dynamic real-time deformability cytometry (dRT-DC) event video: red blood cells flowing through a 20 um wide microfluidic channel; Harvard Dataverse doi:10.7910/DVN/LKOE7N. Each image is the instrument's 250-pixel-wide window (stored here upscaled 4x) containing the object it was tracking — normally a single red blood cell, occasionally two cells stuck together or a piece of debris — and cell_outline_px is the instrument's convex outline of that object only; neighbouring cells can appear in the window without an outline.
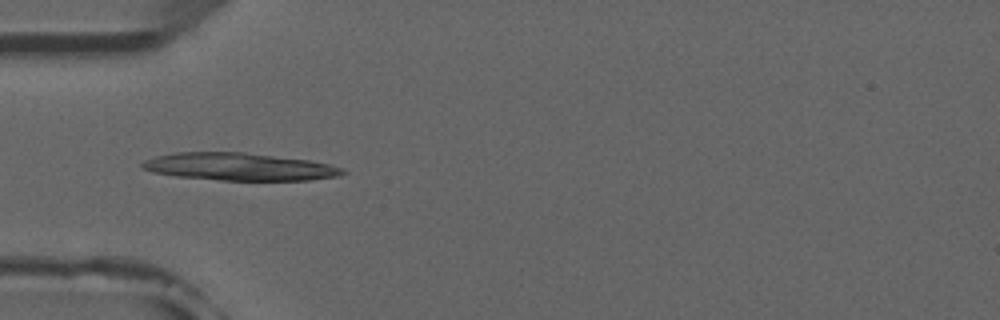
{"species": "common noctule bat (a hibernating species)", "species_latin": "Nyctalus noctula", "temperature_condition": "room temperature", "stored_images_in_passage": 4, "camera_frame_rate_fps": 3000, "um_per_image_px": 0.085, "animal": {"sex": "male", "forearm_length_mm": 52.5}, "frame": {"image": 1, "passage_image": 4, "time_ms": 3.667, "image_size_px": [1000, 320], "cell_outline_px": [[348, 172], [340, 176], [312, 180], [220, 180], [176, 176], [152, 172], [144, 168], [140, 164], [144, 160], [156, 156], [176, 152], [244, 152], [308, 160], [328, 164], [344, 168]], "centroid_in_image_um": [20.37, 14.17], "position_along_channel_um": 64.6, "area_um2": 32.14}}